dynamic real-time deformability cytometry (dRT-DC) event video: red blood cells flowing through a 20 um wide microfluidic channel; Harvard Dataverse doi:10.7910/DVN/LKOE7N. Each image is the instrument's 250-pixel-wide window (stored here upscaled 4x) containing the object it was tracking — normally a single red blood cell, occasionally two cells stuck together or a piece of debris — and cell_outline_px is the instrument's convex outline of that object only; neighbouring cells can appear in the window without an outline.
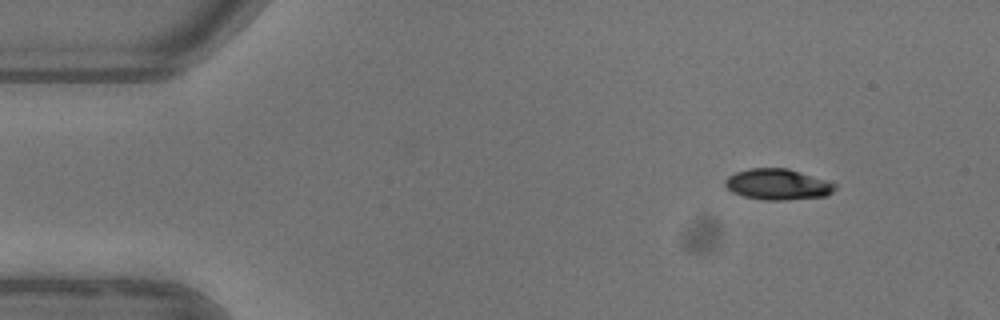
{"species": "common noctule bat (a hibernating species)", "species_latin": "Nyctalus noctula", "temperature_condition": "warm", "stored_images_in_passage": 3, "camera_frame_rate_fps": 3000, "um_per_image_px": 0.085, "animal": {"sex": "female"}, "frame": {"image": 1, "passage_image": 1, "time_ms": 0.0, "image_size_px": [1000, 320], "cell_outline_px": [[836, 188], [832, 192], [824, 196], [788, 200], [764, 200], [744, 196], [732, 192], [724, 184], [724, 180], [728, 176], [736, 172], [748, 168], [788, 168], [836, 184]], "centroid_in_image_um": [66.07, 15.67], "position_along_channel_um": 18.9, "area_um2": 19.65}}